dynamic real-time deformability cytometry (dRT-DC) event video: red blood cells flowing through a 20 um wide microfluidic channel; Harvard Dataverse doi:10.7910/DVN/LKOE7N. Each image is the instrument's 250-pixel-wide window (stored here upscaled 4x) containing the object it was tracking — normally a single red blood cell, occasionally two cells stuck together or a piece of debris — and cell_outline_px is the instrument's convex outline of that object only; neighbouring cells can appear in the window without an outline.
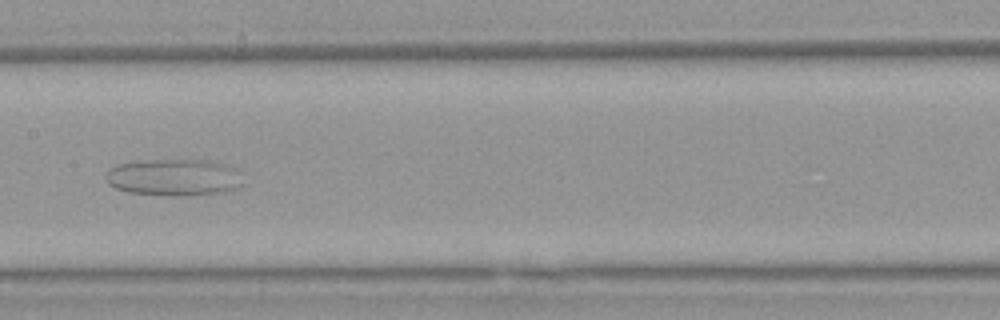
{"species": "Egyptian fruit bat (a non-hibernating species)", "species_latin": "Rousettus aegyptiacus", "temperature_condition": "warm", "stored_images_in_passage": 5, "camera_frame_rate_fps": 3000, "um_per_image_px": 0.085, "animal": {"sex": "female"}, "frame": {"image": 1, "passage_image": 5, "time_ms": 1.333, "image_size_px": [1000, 320], "cell_outline_px": [[248, 184], [240, 188], [224, 192], [188, 196], [172, 196], [128, 192], [116, 188], [108, 184], [104, 176], [108, 168], [116, 164], [148, 160], [208, 160], [228, 164], [240, 168], [244, 172]], "centroid_in_image_um": [14.94, 15.08], "position_along_channel_um": 192.5, "area_um2": 30.69}}